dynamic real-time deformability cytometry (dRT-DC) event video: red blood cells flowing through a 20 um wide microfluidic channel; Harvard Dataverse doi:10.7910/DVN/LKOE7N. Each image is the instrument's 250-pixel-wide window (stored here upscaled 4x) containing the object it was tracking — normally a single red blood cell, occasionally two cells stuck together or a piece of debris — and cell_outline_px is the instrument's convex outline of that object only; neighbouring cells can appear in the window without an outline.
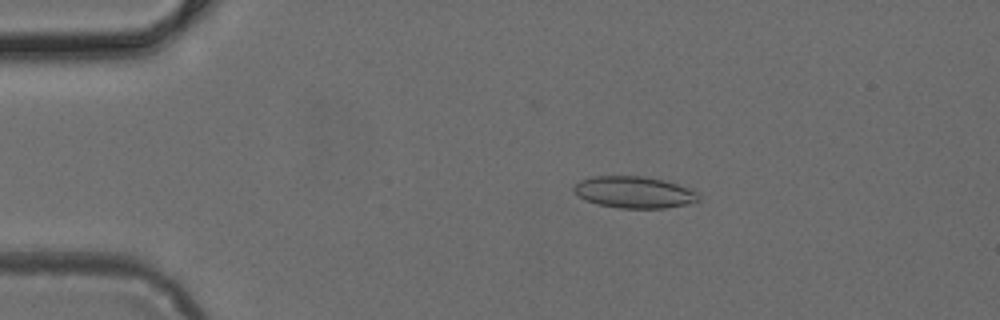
{"species": "common noctule bat (a hibernating species)", "species_latin": "Nyctalus noctula", "temperature_condition": "cold", "stored_images_in_passage": 49, "camera_frame_rate_fps": 3000, "um_per_image_px": 0.085, "animal": {"sex": "female", "body_mass_g": 24.6, "forearm_length_mm": 56.2}, "frame": {"image": 1, "passage_image": 10, "time_ms": 3.0, "image_size_px": [1000, 320], "cell_outline_px": [[700, 200], [684, 204], [664, 208], [620, 208], [596, 204], [584, 200], [572, 188], [580, 180], [592, 176], [644, 176], [664, 180], [700, 192]], "centroid_in_image_um": [53.9, 16.33], "position_along_channel_um": 31.1, "area_um2": 23.0}}
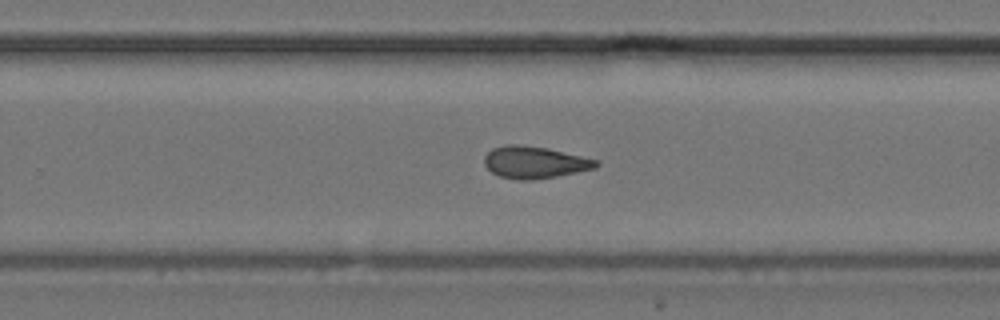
{"frame": {"image": 2, "passage_image": 32, "time_ms": 10.333, "image_size_px": [1000, 320], "cell_outline_px": [[600, 164], [596, 168], [556, 176], [532, 180], [520, 180], [500, 176], [492, 172], [484, 164], [484, 156], [492, 148], [508, 144], [520, 144], [548, 148], [596, 160]], "centroid_in_image_um": [45.41, 13.79], "position_along_channel_um": 284.4, "area_um2": 20.69}}
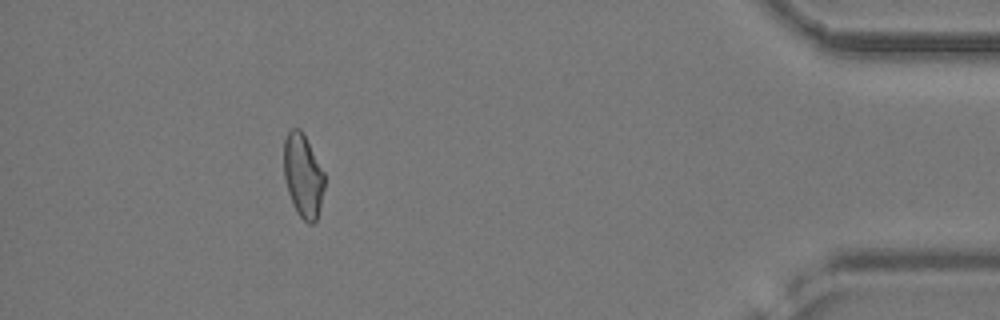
{"frame": {"image": 3, "passage_image": 45, "time_ms": 14.667, "image_size_px": [1000, 320], "cell_outline_px": [[324, 188], [316, 220], [312, 224], [308, 224], [296, 212], [292, 204], [284, 180], [284, 140], [288, 132], [292, 128], [300, 128], [304, 132], [324, 172]], "centroid_in_image_um": [25.75, 14.91], "position_along_channel_um": 409.5, "area_um2": 19.88}}